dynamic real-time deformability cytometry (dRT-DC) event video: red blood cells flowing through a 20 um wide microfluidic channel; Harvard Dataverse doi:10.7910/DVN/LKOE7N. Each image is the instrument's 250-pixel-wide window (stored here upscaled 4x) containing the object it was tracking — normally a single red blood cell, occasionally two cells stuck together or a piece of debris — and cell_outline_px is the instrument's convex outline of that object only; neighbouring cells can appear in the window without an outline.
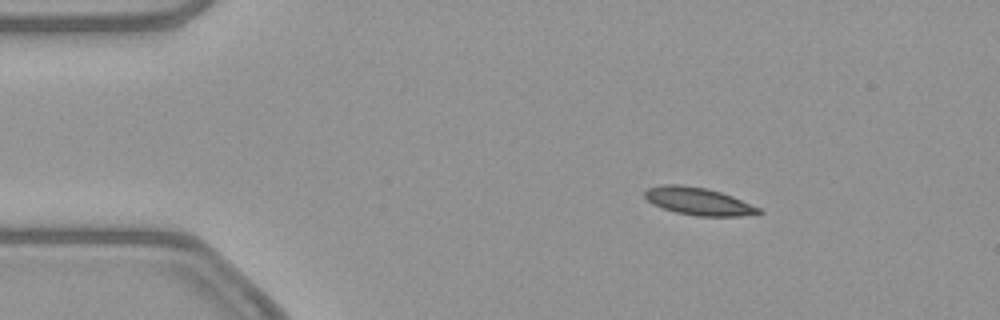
{"species": "common noctule bat (a hibernating species)", "species_latin": "Nyctalus noctula", "temperature_condition": "warm", "stored_images_in_passage": 31, "camera_frame_rate_fps": 3000, "um_per_image_px": 0.085, "animal": {"sex": "female", "body_mass_g": 21.9}, "frame": {"image": 1, "passage_image": 1, "time_ms": 0.0, "image_size_px": [1000, 320], "cell_outline_px": [[764, 212], [740, 216], [696, 216], [676, 212], [652, 204], [644, 196], [644, 192], [648, 188], [660, 184], [680, 184], [704, 188], [720, 192], [732, 196], [760, 208]], "centroid_in_image_um": [59.34, 17.1], "position_along_channel_um": 25.7, "area_um2": 18.15}}
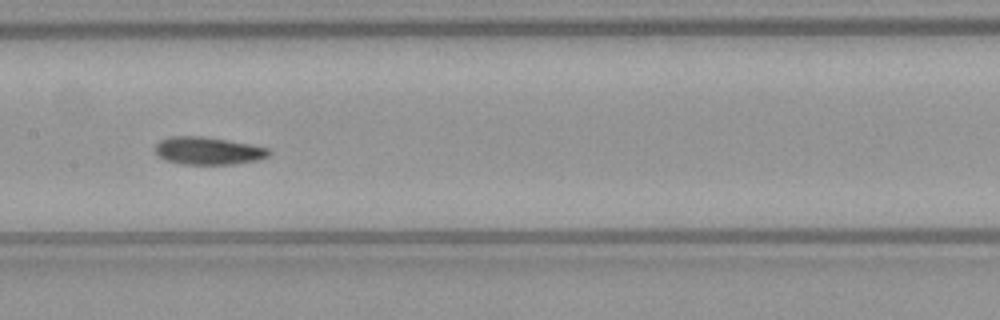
{"frame": {"image": 2, "passage_image": 19, "time_ms": 6.0, "image_size_px": [1000, 320], "cell_outline_px": [[272, 152], [268, 156], [256, 160], [232, 164], [180, 164], [164, 160], [156, 152], [156, 144], [160, 140], [168, 136], [204, 136], [252, 144], [268, 148]], "centroid_in_image_um": [17.69, 12.81], "position_along_channel_um": 189.7, "area_um2": 18.38}}
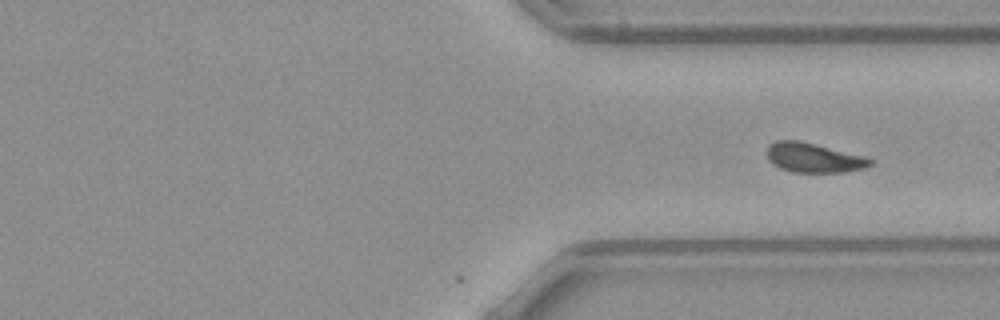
{"frame": {"image": 3, "passage_image": 31, "time_ms": 10.0, "image_size_px": [1000, 320], "cell_outline_px": [[872, 164], [868, 168], [844, 172], [792, 172], [780, 168], [772, 164], [768, 160], [768, 144], [776, 140], [800, 140], [868, 156], [872, 160]], "centroid_in_image_um": [69.2, 13.4], "position_along_channel_um": 342.2, "area_um2": 18.15}}